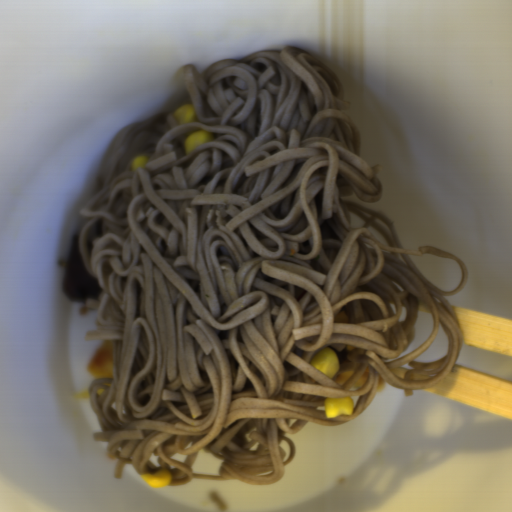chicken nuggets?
<instances>
[{
	"mask_svg": "<svg viewBox=\"0 0 512 512\" xmlns=\"http://www.w3.org/2000/svg\"><path fill=\"white\" fill-rule=\"evenodd\" d=\"M62 293L68 302L85 303L88 298L98 299L102 288L87 270L80 250V234L74 235L68 249L63 276Z\"/></svg>",
	"mask_w": 512,
	"mask_h": 512,
	"instance_id": "1",
	"label": "chicken nuggets"
}]
</instances>
